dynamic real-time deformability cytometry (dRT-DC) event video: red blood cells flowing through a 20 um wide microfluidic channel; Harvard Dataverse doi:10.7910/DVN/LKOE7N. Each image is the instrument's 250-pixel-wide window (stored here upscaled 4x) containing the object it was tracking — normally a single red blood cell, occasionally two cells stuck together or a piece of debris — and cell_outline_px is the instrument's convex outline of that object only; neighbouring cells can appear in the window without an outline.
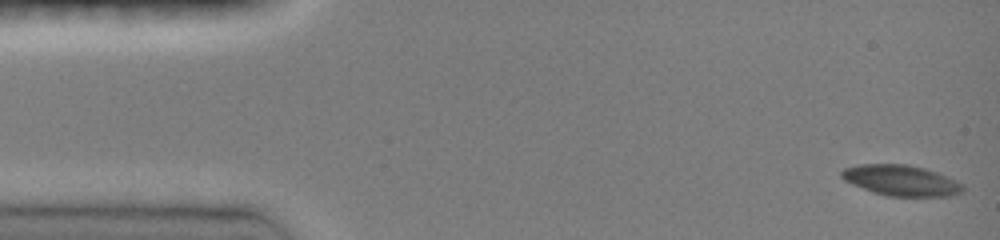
{"species": "common noctule bat (a hibernating species)", "species_latin": "Nyctalus noctula", "temperature_condition": "room temperature", "stored_images_in_passage": 18, "camera_frame_rate_fps": 3000, "um_per_image_px": 0.085, "animal": {"sex": "female", "body_mass_g": 19.0, "forearm_length_mm": 51.5}, "frame": {"image": 1, "passage_image": 1, "time_ms": 0.0, "image_size_px": [1000, 240], "cell_outline_px": [[964, 188], [960, 192], [952, 196], [888, 196], [872, 192], [852, 184], [844, 180], [840, 176], [840, 172], [844, 168], [860, 164], [908, 164], [924, 168], [936, 172], [956, 180], [964, 184]], "centroid_in_image_um": [76.58, 15.33], "position_along_channel_um": 8.4, "area_um2": 21.73}}
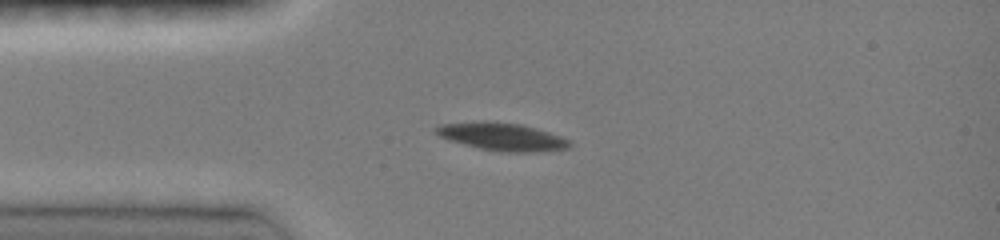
{"frame": {"image": 2, "passage_image": 16, "time_ms": 3.333, "image_size_px": [1000, 240], "cell_outline_px": [[572, 144], [568, 148], [536, 152], [500, 152], [480, 148], [464, 144], [440, 136], [432, 132], [432, 128], [440, 124], [472, 120], [488, 120], [520, 124], [548, 132], [572, 140]], "centroid_in_image_um": [42.62, 11.59], "position_along_channel_um": 42.4, "area_um2": 21.96}}